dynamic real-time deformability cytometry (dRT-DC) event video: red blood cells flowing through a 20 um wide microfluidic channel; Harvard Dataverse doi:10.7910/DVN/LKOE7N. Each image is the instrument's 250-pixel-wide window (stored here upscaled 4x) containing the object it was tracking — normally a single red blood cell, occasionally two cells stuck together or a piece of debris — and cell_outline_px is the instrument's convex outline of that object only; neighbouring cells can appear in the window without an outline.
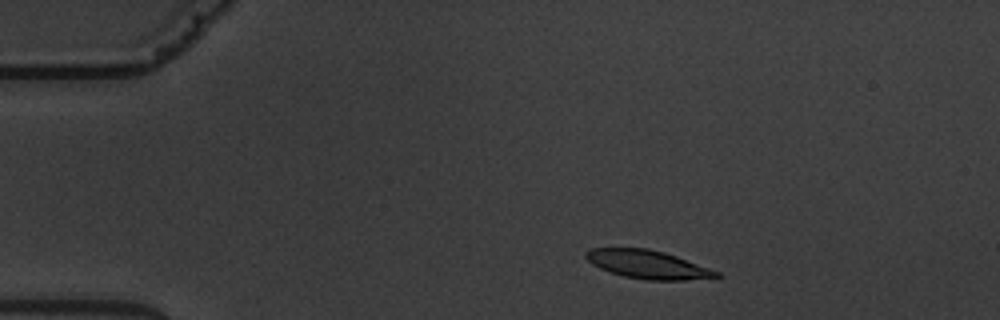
{"species": "common noctule bat (a hibernating species)", "species_latin": "Nyctalus noctula", "temperature_condition": "warm", "stored_images_in_passage": 4, "camera_frame_rate_fps": 3000, "um_per_image_px": 0.085, "animal": {"sex": "male", "body_mass_g": 19.5, "forearm_length_mm": 54.6}, "frame": {"image": 1, "passage_image": 2, "time_ms": 1.333, "image_size_px": [1000, 320], "cell_outline_px": [[720, 276], [716, 280], [648, 280], [624, 276], [600, 268], [592, 264], [584, 256], [584, 252], [588, 248], [648, 248], [664, 252], [676, 256], [720, 272]], "centroid_in_image_um": [55.11, 22.49], "position_along_channel_um": 29.9, "area_um2": 21.79}}